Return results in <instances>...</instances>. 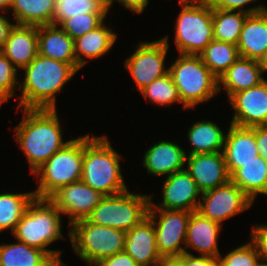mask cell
Returning <instances> with one entry per match:
<instances>
[{
	"instance_id": "cell-1",
	"label": "cell",
	"mask_w": 267,
	"mask_h": 266,
	"mask_svg": "<svg viewBox=\"0 0 267 266\" xmlns=\"http://www.w3.org/2000/svg\"><path fill=\"white\" fill-rule=\"evenodd\" d=\"M23 113V120L14 131L34 173L70 140L63 141L56 109H23Z\"/></svg>"
},
{
	"instance_id": "cell-2",
	"label": "cell",
	"mask_w": 267,
	"mask_h": 266,
	"mask_svg": "<svg viewBox=\"0 0 267 266\" xmlns=\"http://www.w3.org/2000/svg\"><path fill=\"white\" fill-rule=\"evenodd\" d=\"M24 80L18 109H56L55 94L60 92L77 70L68 63L56 61L42 55L23 68Z\"/></svg>"
},
{
	"instance_id": "cell-3",
	"label": "cell",
	"mask_w": 267,
	"mask_h": 266,
	"mask_svg": "<svg viewBox=\"0 0 267 266\" xmlns=\"http://www.w3.org/2000/svg\"><path fill=\"white\" fill-rule=\"evenodd\" d=\"M120 155L107 136H83V167L81 180L104 196L127 190L120 171Z\"/></svg>"
},
{
	"instance_id": "cell-4",
	"label": "cell",
	"mask_w": 267,
	"mask_h": 266,
	"mask_svg": "<svg viewBox=\"0 0 267 266\" xmlns=\"http://www.w3.org/2000/svg\"><path fill=\"white\" fill-rule=\"evenodd\" d=\"M60 214L49 199L34 198L12 234L18 241L46 252L57 264H62L61 251L46 249L55 240L64 238Z\"/></svg>"
},
{
	"instance_id": "cell-5",
	"label": "cell",
	"mask_w": 267,
	"mask_h": 266,
	"mask_svg": "<svg viewBox=\"0 0 267 266\" xmlns=\"http://www.w3.org/2000/svg\"><path fill=\"white\" fill-rule=\"evenodd\" d=\"M168 69L184 109L211 100L219 92L218 78L203 63L200 55L180 54Z\"/></svg>"
},
{
	"instance_id": "cell-6",
	"label": "cell",
	"mask_w": 267,
	"mask_h": 266,
	"mask_svg": "<svg viewBox=\"0 0 267 266\" xmlns=\"http://www.w3.org/2000/svg\"><path fill=\"white\" fill-rule=\"evenodd\" d=\"M83 167V136L72 139L53 154L33 174L37 175L35 198L49 199L61 187L81 180Z\"/></svg>"
},
{
	"instance_id": "cell-7",
	"label": "cell",
	"mask_w": 267,
	"mask_h": 266,
	"mask_svg": "<svg viewBox=\"0 0 267 266\" xmlns=\"http://www.w3.org/2000/svg\"><path fill=\"white\" fill-rule=\"evenodd\" d=\"M69 238L76 254L89 265L124 251L126 232L90 223L87 219L74 222Z\"/></svg>"
},
{
	"instance_id": "cell-8",
	"label": "cell",
	"mask_w": 267,
	"mask_h": 266,
	"mask_svg": "<svg viewBox=\"0 0 267 266\" xmlns=\"http://www.w3.org/2000/svg\"><path fill=\"white\" fill-rule=\"evenodd\" d=\"M151 195H139L126 191L104 196L86 218L90 223L129 231L148 215Z\"/></svg>"
},
{
	"instance_id": "cell-9",
	"label": "cell",
	"mask_w": 267,
	"mask_h": 266,
	"mask_svg": "<svg viewBox=\"0 0 267 266\" xmlns=\"http://www.w3.org/2000/svg\"><path fill=\"white\" fill-rule=\"evenodd\" d=\"M176 20L175 44L180 54L199 55L214 40L209 3L182 2Z\"/></svg>"
},
{
	"instance_id": "cell-10",
	"label": "cell",
	"mask_w": 267,
	"mask_h": 266,
	"mask_svg": "<svg viewBox=\"0 0 267 266\" xmlns=\"http://www.w3.org/2000/svg\"><path fill=\"white\" fill-rule=\"evenodd\" d=\"M158 211V214L156 213ZM190 211L148 209L147 217L153 222L156 243L162 258H176L186 253L181 243H186ZM159 217V221H157Z\"/></svg>"
},
{
	"instance_id": "cell-11",
	"label": "cell",
	"mask_w": 267,
	"mask_h": 266,
	"mask_svg": "<svg viewBox=\"0 0 267 266\" xmlns=\"http://www.w3.org/2000/svg\"><path fill=\"white\" fill-rule=\"evenodd\" d=\"M168 37L152 42H140L136 51L125 60V67L131 74L139 91L150 85L154 80L168 74L164 69L165 57L168 52Z\"/></svg>"
},
{
	"instance_id": "cell-12",
	"label": "cell",
	"mask_w": 267,
	"mask_h": 266,
	"mask_svg": "<svg viewBox=\"0 0 267 266\" xmlns=\"http://www.w3.org/2000/svg\"><path fill=\"white\" fill-rule=\"evenodd\" d=\"M201 195L197 211L220 225L222 221L250 208L254 202L231 180Z\"/></svg>"
},
{
	"instance_id": "cell-13",
	"label": "cell",
	"mask_w": 267,
	"mask_h": 266,
	"mask_svg": "<svg viewBox=\"0 0 267 266\" xmlns=\"http://www.w3.org/2000/svg\"><path fill=\"white\" fill-rule=\"evenodd\" d=\"M104 197L82 180L61 187L49 200L62 214L69 215V224L86 219Z\"/></svg>"
},
{
	"instance_id": "cell-14",
	"label": "cell",
	"mask_w": 267,
	"mask_h": 266,
	"mask_svg": "<svg viewBox=\"0 0 267 266\" xmlns=\"http://www.w3.org/2000/svg\"><path fill=\"white\" fill-rule=\"evenodd\" d=\"M235 114L230 124L253 128L267 125V80L252 88L239 91L229 99Z\"/></svg>"
},
{
	"instance_id": "cell-15",
	"label": "cell",
	"mask_w": 267,
	"mask_h": 266,
	"mask_svg": "<svg viewBox=\"0 0 267 266\" xmlns=\"http://www.w3.org/2000/svg\"><path fill=\"white\" fill-rule=\"evenodd\" d=\"M162 193L163 201L156 205L150 199L149 209L197 211L200 201L196 199L202 194L185 169L166 176Z\"/></svg>"
},
{
	"instance_id": "cell-16",
	"label": "cell",
	"mask_w": 267,
	"mask_h": 266,
	"mask_svg": "<svg viewBox=\"0 0 267 266\" xmlns=\"http://www.w3.org/2000/svg\"><path fill=\"white\" fill-rule=\"evenodd\" d=\"M185 170L195 180L201 193L228 183L231 178L227 170L223 152L187 155Z\"/></svg>"
},
{
	"instance_id": "cell-17",
	"label": "cell",
	"mask_w": 267,
	"mask_h": 266,
	"mask_svg": "<svg viewBox=\"0 0 267 266\" xmlns=\"http://www.w3.org/2000/svg\"><path fill=\"white\" fill-rule=\"evenodd\" d=\"M124 251L139 266H156L163 259L157 248L154 224L148 217L126 232Z\"/></svg>"
},
{
	"instance_id": "cell-18",
	"label": "cell",
	"mask_w": 267,
	"mask_h": 266,
	"mask_svg": "<svg viewBox=\"0 0 267 266\" xmlns=\"http://www.w3.org/2000/svg\"><path fill=\"white\" fill-rule=\"evenodd\" d=\"M222 152L230 176L243 163L255 160L259 155L255 142V127L245 128L230 124Z\"/></svg>"
},
{
	"instance_id": "cell-19",
	"label": "cell",
	"mask_w": 267,
	"mask_h": 266,
	"mask_svg": "<svg viewBox=\"0 0 267 266\" xmlns=\"http://www.w3.org/2000/svg\"><path fill=\"white\" fill-rule=\"evenodd\" d=\"M0 51L17 69L28 66L38 55V27L15 24Z\"/></svg>"
},
{
	"instance_id": "cell-20",
	"label": "cell",
	"mask_w": 267,
	"mask_h": 266,
	"mask_svg": "<svg viewBox=\"0 0 267 266\" xmlns=\"http://www.w3.org/2000/svg\"><path fill=\"white\" fill-rule=\"evenodd\" d=\"M240 57L262 62L267 55V9L249 14L237 42Z\"/></svg>"
},
{
	"instance_id": "cell-21",
	"label": "cell",
	"mask_w": 267,
	"mask_h": 266,
	"mask_svg": "<svg viewBox=\"0 0 267 266\" xmlns=\"http://www.w3.org/2000/svg\"><path fill=\"white\" fill-rule=\"evenodd\" d=\"M38 54L71 64L77 71L79 70L75 58L74 40L57 25L38 26Z\"/></svg>"
},
{
	"instance_id": "cell-22",
	"label": "cell",
	"mask_w": 267,
	"mask_h": 266,
	"mask_svg": "<svg viewBox=\"0 0 267 266\" xmlns=\"http://www.w3.org/2000/svg\"><path fill=\"white\" fill-rule=\"evenodd\" d=\"M221 228L219 223L204 217L198 211H193L188 222L185 249L191 247L201 256L218 258L220 253L217 238Z\"/></svg>"
},
{
	"instance_id": "cell-23",
	"label": "cell",
	"mask_w": 267,
	"mask_h": 266,
	"mask_svg": "<svg viewBox=\"0 0 267 266\" xmlns=\"http://www.w3.org/2000/svg\"><path fill=\"white\" fill-rule=\"evenodd\" d=\"M187 154L176 143L159 141L145 152L143 166L147 172L157 176H169L183 170Z\"/></svg>"
},
{
	"instance_id": "cell-24",
	"label": "cell",
	"mask_w": 267,
	"mask_h": 266,
	"mask_svg": "<svg viewBox=\"0 0 267 266\" xmlns=\"http://www.w3.org/2000/svg\"><path fill=\"white\" fill-rule=\"evenodd\" d=\"M263 72L262 62L239 57L218 79V90L221 91L223 87L230 98L239 91L263 82L265 80Z\"/></svg>"
},
{
	"instance_id": "cell-25",
	"label": "cell",
	"mask_w": 267,
	"mask_h": 266,
	"mask_svg": "<svg viewBox=\"0 0 267 266\" xmlns=\"http://www.w3.org/2000/svg\"><path fill=\"white\" fill-rule=\"evenodd\" d=\"M104 24L103 22L94 30L74 40L75 58L79 64V69L87 63L85 59H82V56L97 59L104 56L116 42L117 34Z\"/></svg>"
},
{
	"instance_id": "cell-26",
	"label": "cell",
	"mask_w": 267,
	"mask_h": 266,
	"mask_svg": "<svg viewBox=\"0 0 267 266\" xmlns=\"http://www.w3.org/2000/svg\"><path fill=\"white\" fill-rule=\"evenodd\" d=\"M230 178L253 201L257 194L267 196V162L261 155L243 163Z\"/></svg>"
},
{
	"instance_id": "cell-27",
	"label": "cell",
	"mask_w": 267,
	"mask_h": 266,
	"mask_svg": "<svg viewBox=\"0 0 267 266\" xmlns=\"http://www.w3.org/2000/svg\"><path fill=\"white\" fill-rule=\"evenodd\" d=\"M56 0H12L17 25L42 26L53 24Z\"/></svg>"
},
{
	"instance_id": "cell-28",
	"label": "cell",
	"mask_w": 267,
	"mask_h": 266,
	"mask_svg": "<svg viewBox=\"0 0 267 266\" xmlns=\"http://www.w3.org/2000/svg\"><path fill=\"white\" fill-rule=\"evenodd\" d=\"M46 252L25 243L0 245V266H56Z\"/></svg>"
},
{
	"instance_id": "cell-29",
	"label": "cell",
	"mask_w": 267,
	"mask_h": 266,
	"mask_svg": "<svg viewBox=\"0 0 267 266\" xmlns=\"http://www.w3.org/2000/svg\"><path fill=\"white\" fill-rule=\"evenodd\" d=\"M225 136L216 123L209 120L196 122L188 129V138L193 146L189 155L223 151Z\"/></svg>"
},
{
	"instance_id": "cell-30",
	"label": "cell",
	"mask_w": 267,
	"mask_h": 266,
	"mask_svg": "<svg viewBox=\"0 0 267 266\" xmlns=\"http://www.w3.org/2000/svg\"><path fill=\"white\" fill-rule=\"evenodd\" d=\"M249 14L212 8L214 40L237 45L244 22Z\"/></svg>"
},
{
	"instance_id": "cell-31",
	"label": "cell",
	"mask_w": 267,
	"mask_h": 266,
	"mask_svg": "<svg viewBox=\"0 0 267 266\" xmlns=\"http://www.w3.org/2000/svg\"><path fill=\"white\" fill-rule=\"evenodd\" d=\"M199 55L218 79L240 57L237 45L216 40H212Z\"/></svg>"
},
{
	"instance_id": "cell-32",
	"label": "cell",
	"mask_w": 267,
	"mask_h": 266,
	"mask_svg": "<svg viewBox=\"0 0 267 266\" xmlns=\"http://www.w3.org/2000/svg\"><path fill=\"white\" fill-rule=\"evenodd\" d=\"M34 198V192L0 193V232L11 229L13 233Z\"/></svg>"
},
{
	"instance_id": "cell-33",
	"label": "cell",
	"mask_w": 267,
	"mask_h": 266,
	"mask_svg": "<svg viewBox=\"0 0 267 266\" xmlns=\"http://www.w3.org/2000/svg\"><path fill=\"white\" fill-rule=\"evenodd\" d=\"M107 0H56L53 24L86 13H108Z\"/></svg>"
},
{
	"instance_id": "cell-34",
	"label": "cell",
	"mask_w": 267,
	"mask_h": 266,
	"mask_svg": "<svg viewBox=\"0 0 267 266\" xmlns=\"http://www.w3.org/2000/svg\"><path fill=\"white\" fill-rule=\"evenodd\" d=\"M140 93L145 99L159 106H170L175 102L182 103L177 87L175 86L171 75L168 73L165 76L154 80L150 85L144 87Z\"/></svg>"
},
{
	"instance_id": "cell-35",
	"label": "cell",
	"mask_w": 267,
	"mask_h": 266,
	"mask_svg": "<svg viewBox=\"0 0 267 266\" xmlns=\"http://www.w3.org/2000/svg\"><path fill=\"white\" fill-rule=\"evenodd\" d=\"M107 13H86L64 19L59 25L73 40L94 30L104 22Z\"/></svg>"
},
{
	"instance_id": "cell-36",
	"label": "cell",
	"mask_w": 267,
	"mask_h": 266,
	"mask_svg": "<svg viewBox=\"0 0 267 266\" xmlns=\"http://www.w3.org/2000/svg\"><path fill=\"white\" fill-rule=\"evenodd\" d=\"M259 260L261 258L251 241L230 251L223 258L218 256L219 266H256Z\"/></svg>"
},
{
	"instance_id": "cell-37",
	"label": "cell",
	"mask_w": 267,
	"mask_h": 266,
	"mask_svg": "<svg viewBox=\"0 0 267 266\" xmlns=\"http://www.w3.org/2000/svg\"><path fill=\"white\" fill-rule=\"evenodd\" d=\"M18 69L0 51V104L15 96Z\"/></svg>"
},
{
	"instance_id": "cell-38",
	"label": "cell",
	"mask_w": 267,
	"mask_h": 266,
	"mask_svg": "<svg viewBox=\"0 0 267 266\" xmlns=\"http://www.w3.org/2000/svg\"><path fill=\"white\" fill-rule=\"evenodd\" d=\"M254 1L256 0H210L209 4L212 8H218L226 11H241L248 14L258 13L267 9V7L261 5L248 9L242 8L243 6Z\"/></svg>"
},
{
	"instance_id": "cell-39",
	"label": "cell",
	"mask_w": 267,
	"mask_h": 266,
	"mask_svg": "<svg viewBox=\"0 0 267 266\" xmlns=\"http://www.w3.org/2000/svg\"><path fill=\"white\" fill-rule=\"evenodd\" d=\"M251 242L255 245L261 261L267 262V225L252 228Z\"/></svg>"
},
{
	"instance_id": "cell-40",
	"label": "cell",
	"mask_w": 267,
	"mask_h": 266,
	"mask_svg": "<svg viewBox=\"0 0 267 266\" xmlns=\"http://www.w3.org/2000/svg\"><path fill=\"white\" fill-rule=\"evenodd\" d=\"M175 259L181 266H219L218 258L201 255L196 257L188 251Z\"/></svg>"
},
{
	"instance_id": "cell-41",
	"label": "cell",
	"mask_w": 267,
	"mask_h": 266,
	"mask_svg": "<svg viewBox=\"0 0 267 266\" xmlns=\"http://www.w3.org/2000/svg\"><path fill=\"white\" fill-rule=\"evenodd\" d=\"M95 266H139L125 251L102 259Z\"/></svg>"
},
{
	"instance_id": "cell-42",
	"label": "cell",
	"mask_w": 267,
	"mask_h": 266,
	"mask_svg": "<svg viewBox=\"0 0 267 266\" xmlns=\"http://www.w3.org/2000/svg\"><path fill=\"white\" fill-rule=\"evenodd\" d=\"M255 142L259 155L267 162V125L255 127Z\"/></svg>"
},
{
	"instance_id": "cell-43",
	"label": "cell",
	"mask_w": 267,
	"mask_h": 266,
	"mask_svg": "<svg viewBox=\"0 0 267 266\" xmlns=\"http://www.w3.org/2000/svg\"><path fill=\"white\" fill-rule=\"evenodd\" d=\"M114 0H107L108 8L110 9ZM125 8L131 10L134 13L141 14L145 7L148 5L149 0H117Z\"/></svg>"
},
{
	"instance_id": "cell-44",
	"label": "cell",
	"mask_w": 267,
	"mask_h": 266,
	"mask_svg": "<svg viewBox=\"0 0 267 266\" xmlns=\"http://www.w3.org/2000/svg\"><path fill=\"white\" fill-rule=\"evenodd\" d=\"M14 25L15 24L10 23V21H8L4 16L0 15V50L4 46V43Z\"/></svg>"
},
{
	"instance_id": "cell-45",
	"label": "cell",
	"mask_w": 267,
	"mask_h": 266,
	"mask_svg": "<svg viewBox=\"0 0 267 266\" xmlns=\"http://www.w3.org/2000/svg\"><path fill=\"white\" fill-rule=\"evenodd\" d=\"M156 266H181L175 258H163Z\"/></svg>"
},
{
	"instance_id": "cell-46",
	"label": "cell",
	"mask_w": 267,
	"mask_h": 266,
	"mask_svg": "<svg viewBox=\"0 0 267 266\" xmlns=\"http://www.w3.org/2000/svg\"><path fill=\"white\" fill-rule=\"evenodd\" d=\"M12 0H0V11L2 10V13L4 10L9 9L11 5Z\"/></svg>"
},
{
	"instance_id": "cell-47",
	"label": "cell",
	"mask_w": 267,
	"mask_h": 266,
	"mask_svg": "<svg viewBox=\"0 0 267 266\" xmlns=\"http://www.w3.org/2000/svg\"><path fill=\"white\" fill-rule=\"evenodd\" d=\"M210 0H179V3L182 2H198V3H209Z\"/></svg>"
},
{
	"instance_id": "cell-48",
	"label": "cell",
	"mask_w": 267,
	"mask_h": 266,
	"mask_svg": "<svg viewBox=\"0 0 267 266\" xmlns=\"http://www.w3.org/2000/svg\"><path fill=\"white\" fill-rule=\"evenodd\" d=\"M262 67L264 69V72H266L267 71V55L265 59L262 61Z\"/></svg>"
},
{
	"instance_id": "cell-49",
	"label": "cell",
	"mask_w": 267,
	"mask_h": 266,
	"mask_svg": "<svg viewBox=\"0 0 267 266\" xmlns=\"http://www.w3.org/2000/svg\"><path fill=\"white\" fill-rule=\"evenodd\" d=\"M256 266H267V262L263 261V262H258Z\"/></svg>"
},
{
	"instance_id": "cell-50",
	"label": "cell",
	"mask_w": 267,
	"mask_h": 266,
	"mask_svg": "<svg viewBox=\"0 0 267 266\" xmlns=\"http://www.w3.org/2000/svg\"><path fill=\"white\" fill-rule=\"evenodd\" d=\"M56 266H66V264L65 263H62V264H58Z\"/></svg>"
}]
</instances>
